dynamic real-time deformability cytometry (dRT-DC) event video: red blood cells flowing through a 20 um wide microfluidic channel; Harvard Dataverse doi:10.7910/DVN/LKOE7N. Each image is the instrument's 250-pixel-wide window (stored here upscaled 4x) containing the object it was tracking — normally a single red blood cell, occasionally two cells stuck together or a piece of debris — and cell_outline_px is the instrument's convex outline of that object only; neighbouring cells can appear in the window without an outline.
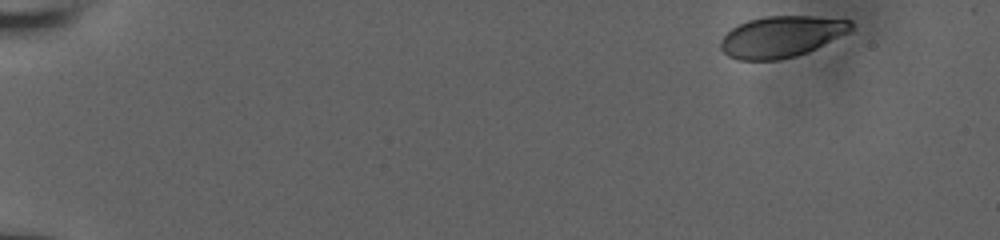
{"species": "human", "species_latin": "Homo sapiens", "temperature_condition": "room temperature", "stored_images_in_passage": 41, "camera_frame_rate_fps": 3000, "um_per_image_px": 0.085, "donor": {"sex": "male"}, "frame": {"image": 1, "passage_image": 1, "time_ms": 0.0, "image_size_px": [1000, 240], "cell_outline_px": [[852, 28], [848, 32], [808, 52], [796, 56], [780, 60], [736, 60], [728, 56], [720, 48], [720, 40], [736, 24], [748, 20], [764, 16], [812, 16], [852, 20]], "centroid_in_image_um": [66.38, 3.11], "position_along_channel_um": 18.6, "area_um2": 31.39}}
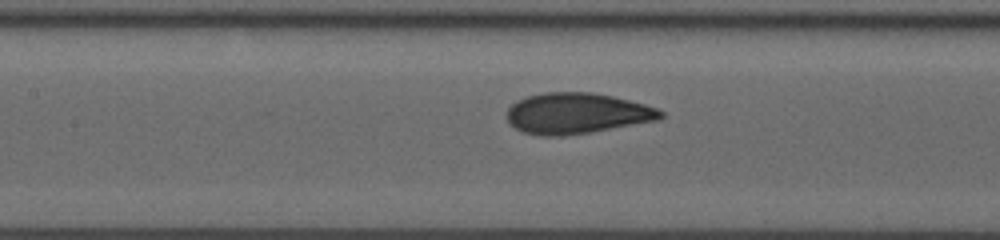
{"frame": {"image": 2, "passage_image": 22, "time_ms": 7.667, "image_size_px": [1000, 240], "cell_outline_px": [[664, 116], [660, 120], [588, 132], [560, 136], [544, 136], [524, 132], [508, 124], [504, 116], [508, 108], [516, 100], [528, 96], [544, 92], [592, 92], [612, 96], [644, 104], [656, 108], [664, 112]], "centroid_in_image_um": [48.99, 9.63], "position_along_channel_um": 158.4, "area_um2": 36.65}}
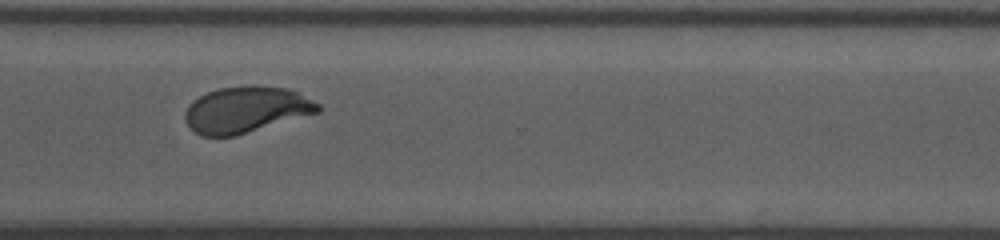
{"frame": {"image": 3, "passage_image": 40, "time_ms": 12.667, "image_size_px": [1000, 240], "cell_outline_px": [[320, 112], [236, 136], [200, 136], [184, 120], [184, 116], [188, 104], [192, 100], [208, 92], [220, 88], [248, 84], [256, 84], [288, 88], [300, 92], [320, 104]], "centroid_in_image_um": [20.95, 9.3], "position_along_channel_um": 349.7, "area_um2": 36.3}}